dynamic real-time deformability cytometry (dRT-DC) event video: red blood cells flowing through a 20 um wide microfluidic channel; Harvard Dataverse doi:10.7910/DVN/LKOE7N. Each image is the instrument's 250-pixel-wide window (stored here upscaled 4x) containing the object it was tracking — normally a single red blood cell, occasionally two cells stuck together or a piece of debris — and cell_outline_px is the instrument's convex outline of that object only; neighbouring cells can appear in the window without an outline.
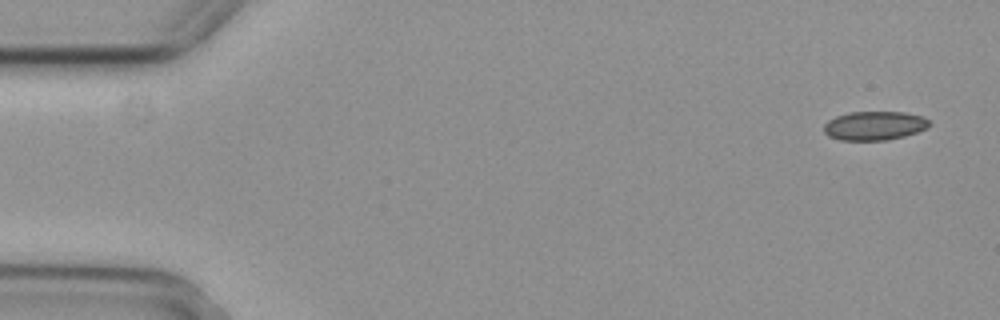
{"species": "common noctule bat (a hibernating species)", "species_latin": "Nyctalus noctula", "temperature_condition": "cold", "stored_images_in_passage": 5, "camera_frame_rate_fps": 3000, "um_per_image_px": 0.085, "animal": {"sex": "female", "body_mass_g": 29.2, "forearm_length_mm": 56.3}, "frame": {"image": 1, "passage_image": 1, "time_ms": 0.0, "image_size_px": [1000, 320], "cell_outline_px": [[928, 128], [904, 136], [888, 140], [840, 140], [828, 136], [824, 132], [824, 124], [828, 120], [836, 116], [848, 112], [904, 112], [924, 116], [928, 120]], "centroid_in_image_um": [74.31, 10.68], "position_along_channel_um": 10.7, "area_um2": 17.8}}